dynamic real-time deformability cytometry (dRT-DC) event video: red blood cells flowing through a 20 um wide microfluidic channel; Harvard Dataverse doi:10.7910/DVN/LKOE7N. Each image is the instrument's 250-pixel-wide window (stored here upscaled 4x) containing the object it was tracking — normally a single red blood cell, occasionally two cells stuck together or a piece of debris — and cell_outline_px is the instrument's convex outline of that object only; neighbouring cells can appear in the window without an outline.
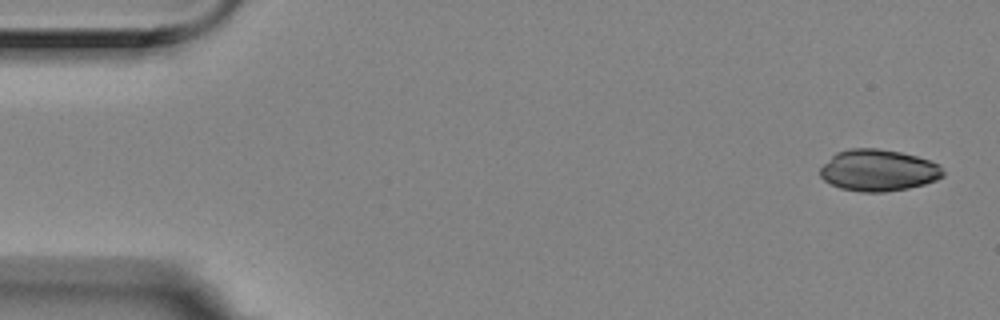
{"species": "Egyptian fruit bat (a non-hibernating species)", "species_latin": "Rousettus aegyptiacus", "temperature_condition": "room temperature", "stored_images_in_passage": 5, "camera_frame_rate_fps": 3000, "um_per_image_px": 0.085, "animal": {"sex": "female"}, "frame": {"image": 1, "passage_image": 1, "time_ms": 0.0, "image_size_px": [1000, 320], "cell_outline_px": [[944, 176], [936, 180], [924, 184], [908, 188], [884, 192], [860, 192], [840, 188], [824, 180], [820, 176], [820, 168], [836, 152], [848, 148], [876, 148], [900, 152], [916, 156], [940, 164], [944, 172]], "centroid_in_image_um": [74.66, 14.48], "position_along_channel_um": 10.3, "area_um2": 29.82}}
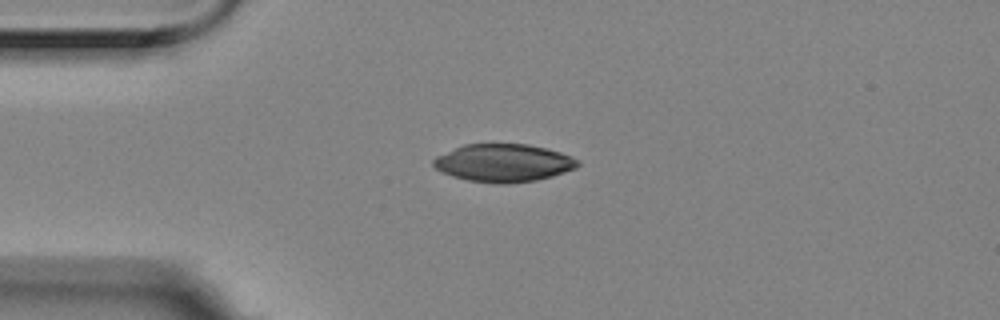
{"frame": {"image": 2, "passage_image": 4, "time_ms": 1.0, "image_size_px": [1000, 320], "cell_outline_px": [[580, 164], [576, 168], [552, 176], [536, 180], [508, 184], [496, 184], [468, 180], [452, 176], [440, 172], [432, 164], [432, 160], [436, 156], [464, 144], [528, 144], [548, 148], [572, 156], [580, 160]], "centroid_in_image_um": [42.81, 13.85], "position_along_channel_um": 42.2, "area_um2": 32.08}}